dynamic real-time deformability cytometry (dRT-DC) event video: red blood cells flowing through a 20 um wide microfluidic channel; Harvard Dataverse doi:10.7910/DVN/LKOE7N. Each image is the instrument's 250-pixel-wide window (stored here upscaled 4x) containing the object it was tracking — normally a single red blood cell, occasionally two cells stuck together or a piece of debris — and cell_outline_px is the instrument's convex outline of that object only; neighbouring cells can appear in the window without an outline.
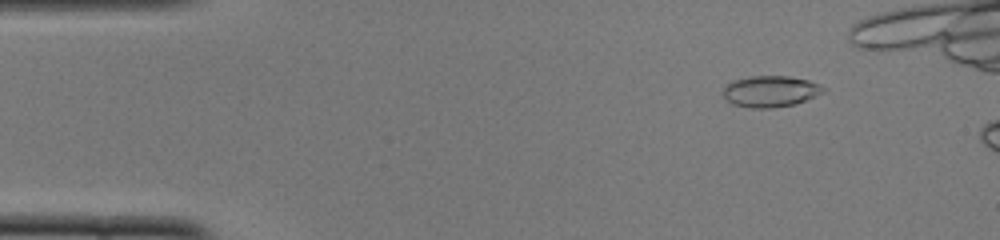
{"species": "common noctule bat (a hibernating species)", "species_latin": "Nyctalus noctula", "temperature_condition": "cold", "stored_images_in_passage": 12, "camera_frame_rate_fps": 3000, "um_per_image_px": 0.085, "animal": {"sex": "female", "body_mass_g": 22.0, "forearm_length_mm": 56.7}, "frame": {"image": 1, "passage_image": 6, "time_ms": 1.667, "image_size_px": [1000, 240], "cell_outline_px": [[828, 88], [824, 92], [816, 96], [796, 104], [772, 108], [748, 108], [732, 104], [724, 96], [724, 88], [732, 80], [752, 76], [788, 76], [808, 80], [820, 84]], "centroid_in_image_um": [65.53, 7.77], "position_along_channel_um": 19.5, "area_um2": 18.38}}